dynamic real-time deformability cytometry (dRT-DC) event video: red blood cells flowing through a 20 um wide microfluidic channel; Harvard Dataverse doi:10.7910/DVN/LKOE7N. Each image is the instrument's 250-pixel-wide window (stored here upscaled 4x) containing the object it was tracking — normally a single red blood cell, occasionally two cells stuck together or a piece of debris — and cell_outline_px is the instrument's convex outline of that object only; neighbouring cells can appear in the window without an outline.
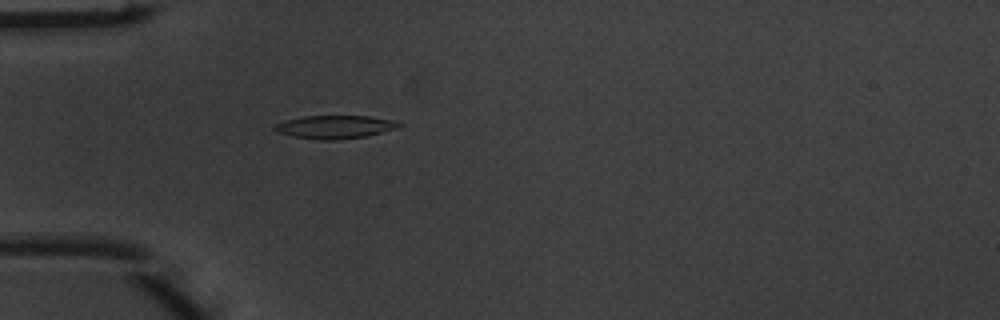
{"species": "common noctule bat (a hibernating species)", "species_latin": "Nyctalus noctula", "temperature_condition": "warm", "stored_images_in_passage": 1, "camera_frame_rate_fps": 3000, "um_per_image_px": 0.085, "animal": {"sex": "male", "body_mass_g": 20.1, "forearm_length_mm": 53.5}, "frame": {"image": 1, "passage_image": 1, "time_ms": 0.0, "image_size_px": [1000, 320], "cell_outline_px": [[404, 124], [396, 128], [364, 136], [336, 140], [320, 140], [292, 136], [276, 132], [272, 128], [276, 124], [288, 120], [304, 116], [368, 116], [396, 120]], "centroid_in_image_um": [28.47, 10.79], "position_along_channel_um": 56.5, "area_um2": 16.65}}